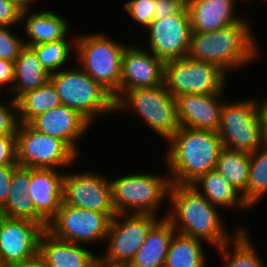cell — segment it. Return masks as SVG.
Returning a JSON list of instances; mask_svg holds the SVG:
<instances>
[{
	"label": "cell",
	"instance_id": "cell-10",
	"mask_svg": "<svg viewBox=\"0 0 267 267\" xmlns=\"http://www.w3.org/2000/svg\"><path fill=\"white\" fill-rule=\"evenodd\" d=\"M124 216L126 218L121 222ZM159 219L152 214L117 213L111 219L106 236L107 250L104 256L99 257V264L106 267H127L144 243L150 228Z\"/></svg>",
	"mask_w": 267,
	"mask_h": 267
},
{
	"label": "cell",
	"instance_id": "cell-28",
	"mask_svg": "<svg viewBox=\"0 0 267 267\" xmlns=\"http://www.w3.org/2000/svg\"><path fill=\"white\" fill-rule=\"evenodd\" d=\"M205 256L201 240L175 232L170 241L164 267H205Z\"/></svg>",
	"mask_w": 267,
	"mask_h": 267
},
{
	"label": "cell",
	"instance_id": "cell-20",
	"mask_svg": "<svg viewBox=\"0 0 267 267\" xmlns=\"http://www.w3.org/2000/svg\"><path fill=\"white\" fill-rule=\"evenodd\" d=\"M39 257L47 267H96L99 256L79 244L60 240L45 230L39 242Z\"/></svg>",
	"mask_w": 267,
	"mask_h": 267
},
{
	"label": "cell",
	"instance_id": "cell-6",
	"mask_svg": "<svg viewBox=\"0 0 267 267\" xmlns=\"http://www.w3.org/2000/svg\"><path fill=\"white\" fill-rule=\"evenodd\" d=\"M224 148L253 153L265 144L256 99L223 103L217 131Z\"/></svg>",
	"mask_w": 267,
	"mask_h": 267
},
{
	"label": "cell",
	"instance_id": "cell-7",
	"mask_svg": "<svg viewBox=\"0 0 267 267\" xmlns=\"http://www.w3.org/2000/svg\"><path fill=\"white\" fill-rule=\"evenodd\" d=\"M125 94V95H124ZM135 110L166 141L179 129L175 97L165 85L128 90L115 101V111Z\"/></svg>",
	"mask_w": 267,
	"mask_h": 267
},
{
	"label": "cell",
	"instance_id": "cell-23",
	"mask_svg": "<svg viewBox=\"0 0 267 267\" xmlns=\"http://www.w3.org/2000/svg\"><path fill=\"white\" fill-rule=\"evenodd\" d=\"M175 232L166 217L159 219L150 228L144 243L127 267H164L170 241Z\"/></svg>",
	"mask_w": 267,
	"mask_h": 267
},
{
	"label": "cell",
	"instance_id": "cell-38",
	"mask_svg": "<svg viewBox=\"0 0 267 267\" xmlns=\"http://www.w3.org/2000/svg\"><path fill=\"white\" fill-rule=\"evenodd\" d=\"M22 21V11L10 0H0V27L14 26Z\"/></svg>",
	"mask_w": 267,
	"mask_h": 267
},
{
	"label": "cell",
	"instance_id": "cell-44",
	"mask_svg": "<svg viewBox=\"0 0 267 267\" xmlns=\"http://www.w3.org/2000/svg\"><path fill=\"white\" fill-rule=\"evenodd\" d=\"M4 217V214L2 213L1 209H0V222L2 220V218Z\"/></svg>",
	"mask_w": 267,
	"mask_h": 267
},
{
	"label": "cell",
	"instance_id": "cell-39",
	"mask_svg": "<svg viewBox=\"0 0 267 267\" xmlns=\"http://www.w3.org/2000/svg\"><path fill=\"white\" fill-rule=\"evenodd\" d=\"M18 165H0V209L6 204L9 193L11 177Z\"/></svg>",
	"mask_w": 267,
	"mask_h": 267
},
{
	"label": "cell",
	"instance_id": "cell-22",
	"mask_svg": "<svg viewBox=\"0 0 267 267\" xmlns=\"http://www.w3.org/2000/svg\"><path fill=\"white\" fill-rule=\"evenodd\" d=\"M30 181L31 168L17 166L11 177L7 202L1 211L4 217L30 220L47 229L48 224L36 213L34 202L28 195Z\"/></svg>",
	"mask_w": 267,
	"mask_h": 267
},
{
	"label": "cell",
	"instance_id": "cell-21",
	"mask_svg": "<svg viewBox=\"0 0 267 267\" xmlns=\"http://www.w3.org/2000/svg\"><path fill=\"white\" fill-rule=\"evenodd\" d=\"M235 0H187L192 32L218 30L243 19L234 14Z\"/></svg>",
	"mask_w": 267,
	"mask_h": 267
},
{
	"label": "cell",
	"instance_id": "cell-18",
	"mask_svg": "<svg viewBox=\"0 0 267 267\" xmlns=\"http://www.w3.org/2000/svg\"><path fill=\"white\" fill-rule=\"evenodd\" d=\"M29 125L38 132L61 139L78 156L80 152L76 142L91 126L77 111L65 105L58 106L37 116Z\"/></svg>",
	"mask_w": 267,
	"mask_h": 267
},
{
	"label": "cell",
	"instance_id": "cell-1",
	"mask_svg": "<svg viewBox=\"0 0 267 267\" xmlns=\"http://www.w3.org/2000/svg\"><path fill=\"white\" fill-rule=\"evenodd\" d=\"M168 198L171 213L164 217L170 221L176 232L209 242L217 249L232 242L223 226L219 208L211 204L193 186L171 184Z\"/></svg>",
	"mask_w": 267,
	"mask_h": 267
},
{
	"label": "cell",
	"instance_id": "cell-11",
	"mask_svg": "<svg viewBox=\"0 0 267 267\" xmlns=\"http://www.w3.org/2000/svg\"><path fill=\"white\" fill-rule=\"evenodd\" d=\"M17 164L27 168H64L74 164L78 155L61 139L20 123L16 134Z\"/></svg>",
	"mask_w": 267,
	"mask_h": 267
},
{
	"label": "cell",
	"instance_id": "cell-34",
	"mask_svg": "<svg viewBox=\"0 0 267 267\" xmlns=\"http://www.w3.org/2000/svg\"><path fill=\"white\" fill-rule=\"evenodd\" d=\"M155 6V0H130L124 4L130 16L145 28L154 20Z\"/></svg>",
	"mask_w": 267,
	"mask_h": 267
},
{
	"label": "cell",
	"instance_id": "cell-25",
	"mask_svg": "<svg viewBox=\"0 0 267 267\" xmlns=\"http://www.w3.org/2000/svg\"><path fill=\"white\" fill-rule=\"evenodd\" d=\"M50 80V73L42 66L37 54L25 46L14 62V81L10 92L14 100L21 94L39 88Z\"/></svg>",
	"mask_w": 267,
	"mask_h": 267
},
{
	"label": "cell",
	"instance_id": "cell-40",
	"mask_svg": "<svg viewBox=\"0 0 267 267\" xmlns=\"http://www.w3.org/2000/svg\"><path fill=\"white\" fill-rule=\"evenodd\" d=\"M14 81V62L0 59V88L4 85L9 87V91L12 90ZM1 90V89H0Z\"/></svg>",
	"mask_w": 267,
	"mask_h": 267
},
{
	"label": "cell",
	"instance_id": "cell-33",
	"mask_svg": "<svg viewBox=\"0 0 267 267\" xmlns=\"http://www.w3.org/2000/svg\"><path fill=\"white\" fill-rule=\"evenodd\" d=\"M24 47V40L11 32L9 26L0 27V59L15 62Z\"/></svg>",
	"mask_w": 267,
	"mask_h": 267
},
{
	"label": "cell",
	"instance_id": "cell-32",
	"mask_svg": "<svg viewBox=\"0 0 267 267\" xmlns=\"http://www.w3.org/2000/svg\"><path fill=\"white\" fill-rule=\"evenodd\" d=\"M67 39L64 38L58 41L31 46L48 73L51 74L60 71L63 65L65 67V63L69 60L70 50L73 47H70L72 45H70Z\"/></svg>",
	"mask_w": 267,
	"mask_h": 267
},
{
	"label": "cell",
	"instance_id": "cell-26",
	"mask_svg": "<svg viewBox=\"0 0 267 267\" xmlns=\"http://www.w3.org/2000/svg\"><path fill=\"white\" fill-rule=\"evenodd\" d=\"M211 204L216 207H233L247 210L249 207L238 192L223 176L216 170H210L199 176L191 184ZM201 186V187H200Z\"/></svg>",
	"mask_w": 267,
	"mask_h": 267
},
{
	"label": "cell",
	"instance_id": "cell-15",
	"mask_svg": "<svg viewBox=\"0 0 267 267\" xmlns=\"http://www.w3.org/2000/svg\"><path fill=\"white\" fill-rule=\"evenodd\" d=\"M149 29L148 51L164 62L188 55L192 33L187 7L179 14L153 20Z\"/></svg>",
	"mask_w": 267,
	"mask_h": 267
},
{
	"label": "cell",
	"instance_id": "cell-35",
	"mask_svg": "<svg viewBox=\"0 0 267 267\" xmlns=\"http://www.w3.org/2000/svg\"><path fill=\"white\" fill-rule=\"evenodd\" d=\"M19 125L20 122L16 100L12 98L10 99V103L7 104L0 102V136L16 135Z\"/></svg>",
	"mask_w": 267,
	"mask_h": 267
},
{
	"label": "cell",
	"instance_id": "cell-14",
	"mask_svg": "<svg viewBox=\"0 0 267 267\" xmlns=\"http://www.w3.org/2000/svg\"><path fill=\"white\" fill-rule=\"evenodd\" d=\"M45 230L40 223L3 217L0 222V267L38 257L40 237Z\"/></svg>",
	"mask_w": 267,
	"mask_h": 267
},
{
	"label": "cell",
	"instance_id": "cell-43",
	"mask_svg": "<svg viewBox=\"0 0 267 267\" xmlns=\"http://www.w3.org/2000/svg\"><path fill=\"white\" fill-rule=\"evenodd\" d=\"M12 1L22 12L31 9V4L34 0H10Z\"/></svg>",
	"mask_w": 267,
	"mask_h": 267
},
{
	"label": "cell",
	"instance_id": "cell-45",
	"mask_svg": "<svg viewBox=\"0 0 267 267\" xmlns=\"http://www.w3.org/2000/svg\"><path fill=\"white\" fill-rule=\"evenodd\" d=\"M96 267H106V266H103V265H101V264H98Z\"/></svg>",
	"mask_w": 267,
	"mask_h": 267
},
{
	"label": "cell",
	"instance_id": "cell-24",
	"mask_svg": "<svg viewBox=\"0 0 267 267\" xmlns=\"http://www.w3.org/2000/svg\"><path fill=\"white\" fill-rule=\"evenodd\" d=\"M29 12L30 10L22 12V20L25 19V31L30 38L27 41L25 39V46L31 47L67 37L70 25L65 18L51 10H41L30 15L28 14Z\"/></svg>",
	"mask_w": 267,
	"mask_h": 267
},
{
	"label": "cell",
	"instance_id": "cell-13",
	"mask_svg": "<svg viewBox=\"0 0 267 267\" xmlns=\"http://www.w3.org/2000/svg\"><path fill=\"white\" fill-rule=\"evenodd\" d=\"M96 172L67 173L63 178V203L73 207L117 215L112 203L111 182Z\"/></svg>",
	"mask_w": 267,
	"mask_h": 267
},
{
	"label": "cell",
	"instance_id": "cell-42",
	"mask_svg": "<svg viewBox=\"0 0 267 267\" xmlns=\"http://www.w3.org/2000/svg\"><path fill=\"white\" fill-rule=\"evenodd\" d=\"M5 267H47L46 263L38 256L33 260L24 262V263H17L12 265H7Z\"/></svg>",
	"mask_w": 267,
	"mask_h": 267
},
{
	"label": "cell",
	"instance_id": "cell-8",
	"mask_svg": "<svg viewBox=\"0 0 267 267\" xmlns=\"http://www.w3.org/2000/svg\"><path fill=\"white\" fill-rule=\"evenodd\" d=\"M110 182L115 211L124 214L132 209L136 214L157 215L171 185L168 174L161 177L148 173L124 175Z\"/></svg>",
	"mask_w": 267,
	"mask_h": 267
},
{
	"label": "cell",
	"instance_id": "cell-41",
	"mask_svg": "<svg viewBox=\"0 0 267 267\" xmlns=\"http://www.w3.org/2000/svg\"><path fill=\"white\" fill-rule=\"evenodd\" d=\"M259 101V110L262 121L263 137L264 141L267 144V98L264 99L261 103Z\"/></svg>",
	"mask_w": 267,
	"mask_h": 267
},
{
	"label": "cell",
	"instance_id": "cell-27",
	"mask_svg": "<svg viewBox=\"0 0 267 267\" xmlns=\"http://www.w3.org/2000/svg\"><path fill=\"white\" fill-rule=\"evenodd\" d=\"M16 102L19 122L22 124H29L37 116L62 105L57 90L50 80L39 88L21 94Z\"/></svg>",
	"mask_w": 267,
	"mask_h": 267
},
{
	"label": "cell",
	"instance_id": "cell-29",
	"mask_svg": "<svg viewBox=\"0 0 267 267\" xmlns=\"http://www.w3.org/2000/svg\"><path fill=\"white\" fill-rule=\"evenodd\" d=\"M235 230L234 238L232 237L233 246L231 247L229 245L231 242H228L217 249L223 257L222 260L227 262L223 267H264V263L251 244L247 231L242 226Z\"/></svg>",
	"mask_w": 267,
	"mask_h": 267
},
{
	"label": "cell",
	"instance_id": "cell-19",
	"mask_svg": "<svg viewBox=\"0 0 267 267\" xmlns=\"http://www.w3.org/2000/svg\"><path fill=\"white\" fill-rule=\"evenodd\" d=\"M64 172L55 168H31L28 195L34 202L36 213L48 224L63 202Z\"/></svg>",
	"mask_w": 267,
	"mask_h": 267
},
{
	"label": "cell",
	"instance_id": "cell-3",
	"mask_svg": "<svg viewBox=\"0 0 267 267\" xmlns=\"http://www.w3.org/2000/svg\"><path fill=\"white\" fill-rule=\"evenodd\" d=\"M248 23L243 18L211 32H192L187 57L216 64L227 73L248 65L259 55L257 40Z\"/></svg>",
	"mask_w": 267,
	"mask_h": 267
},
{
	"label": "cell",
	"instance_id": "cell-31",
	"mask_svg": "<svg viewBox=\"0 0 267 267\" xmlns=\"http://www.w3.org/2000/svg\"><path fill=\"white\" fill-rule=\"evenodd\" d=\"M267 193V144L250 153L249 178L242 198L249 209Z\"/></svg>",
	"mask_w": 267,
	"mask_h": 267
},
{
	"label": "cell",
	"instance_id": "cell-2",
	"mask_svg": "<svg viewBox=\"0 0 267 267\" xmlns=\"http://www.w3.org/2000/svg\"><path fill=\"white\" fill-rule=\"evenodd\" d=\"M165 153L171 184H191L214 170L223 148L217 132L180 126Z\"/></svg>",
	"mask_w": 267,
	"mask_h": 267
},
{
	"label": "cell",
	"instance_id": "cell-36",
	"mask_svg": "<svg viewBox=\"0 0 267 267\" xmlns=\"http://www.w3.org/2000/svg\"><path fill=\"white\" fill-rule=\"evenodd\" d=\"M0 165H18L16 135L0 136Z\"/></svg>",
	"mask_w": 267,
	"mask_h": 267
},
{
	"label": "cell",
	"instance_id": "cell-4",
	"mask_svg": "<svg viewBox=\"0 0 267 267\" xmlns=\"http://www.w3.org/2000/svg\"><path fill=\"white\" fill-rule=\"evenodd\" d=\"M62 68L50 74L62 105L77 111L90 124L99 115L115 112L113 95L82 68Z\"/></svg>",
	"mask_w": 267,
	"mask_h": 267
},
{
	"label": "cell",
	"instance_id": "cell-37",
	"mask_svg": "<svg viewBox=\"0 0 267 267\" xmlns=\"http://www.w3.org/2000/svg\"><path fill=\"white\" fill-rule=\"evenodd\" d=\"M155 5L154 20H160L181 13L187 7V0H155Z\"/></svg>",
	"mask_w": 267,
	"mask_h": 267
},
{
	"label": "cell",
	"instance_id": "cell-17",
	"mask_svg": "<svg viewBox=\"0 0 267 267\" xmlns=\"http://www.w3.org/2000/svg\"><path fill=\"white\" fill-rule=\"evenodd\" d=\"M221 95L222 93L176 96V115L179 126L217 132L224 103L220 101L223 100Z\"/></svg>",
	"mask_w": 267,
	"mask_h": 267
},
{
	"label": "cell",
	"instance_id": "cell-30",
	"mask_svg": "<svg viewBox=\"0 0 267 267\" xmlns=\"http://www.w3.org/2000/svg\"><path fill=\"white\" fill-rule=\"evenodd\" d=\"M250 153L222 148L215 169L243 194L249 178Z\"/></svg>",
	"mask_w": 267,
	"mask_h": 267
},
{
	"label": "cell",
	"instance_id": "cell-16",
	"mask_svg": "<svg viewBox=\"0 0 267 267\" xmlns=\"http://www.w3.org/2000/svg\"><path fill=\"white\" fill-rule=\"evenodd\" d=\"M165 62L138 46H127L121 65L120 96L132 89L164 84Z\"/></svg>",
	"mask_w": 267,
	"mask_h": 267
},
{
	"label": "cell",
	"instance_id": "cell-9",
	"mask_svg": "<svg viewBox=\"0 0 267 267\" xmlns=\"http://www.w3.org/2000/svg\"><path fill=\"white\" fill-rule=\"evenodd\" d=\"M228 73L220 66L189 57L164 64V85L174 96L224 93Z\"/></svg>",
	"mask_w": 267,
	"mask_h": 267
},
{
	"label": "cell",
	"instance_id": "cell-5",
	"mask_svg": "<svg viewBox=\"0 0 267 267\" xmlns=\"http://www.w3.org/2000/svg\"><path fill=\"white\" fill-rule=\"evenodd\" d=\"M79 37V38H77ZM74 44L81 68L109 91L116 101L120 97L122 57L127 45L98 33L77 36Z\"/></svg>",
	"mask_w": 267,
	"mask_h": 267
},
{
	"label": "cell",
	"instance_id": "cell-12",
	"mask_svg": "<svg viewBox=\"0 0 267 267\" xmlns=\"http://www.w3.org/2000/svg\"><path fill=\"white\" fill-rule=\"evenodd\" d=\"M110 222L111 218L106 213L73 207L62 202L46 230L60 240L88 244L106 241Z\"/></svg>",
	"mask_w": 267,
	"mask_h": 267
}]
</instances>
